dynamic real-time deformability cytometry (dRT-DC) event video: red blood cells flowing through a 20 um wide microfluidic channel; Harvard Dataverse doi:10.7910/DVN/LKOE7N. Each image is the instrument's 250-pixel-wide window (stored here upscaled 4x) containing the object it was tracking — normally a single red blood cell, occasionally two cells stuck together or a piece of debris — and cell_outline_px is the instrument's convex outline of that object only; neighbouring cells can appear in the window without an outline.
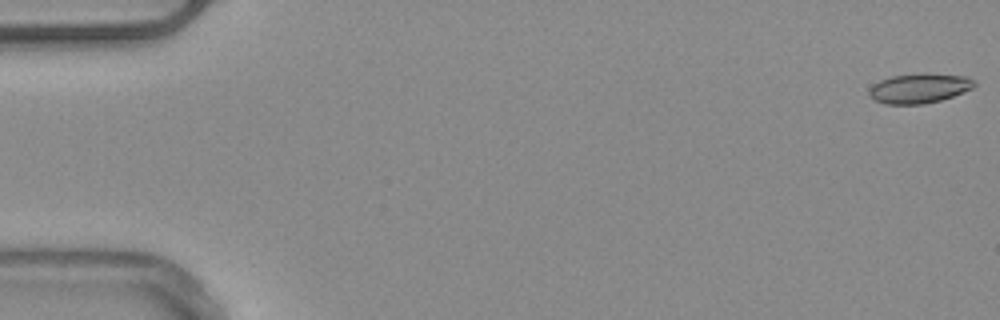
{"species": "common noctule bat (a hibernating species)", "species_latin": "Nyctalus noctula", "temperature_condition": "warm", "stored_images_in_passage": 53, "camera_frame_rate_fps": 3000, "um_per_image_px": 0.085, "animal": {"sex": "male", "body_mass_g": 20.4}, "frame": {"image": 1, "passage_image": 1, "time_ms": 0.0, "image_size_px": [1000, 320], "cell_outline_px": [[976, 84], [972, 88], [964, 92], [940, 100], [924, 104], [884, 104], [868, 96], [868, 88], [872, 84], [880, 80], [892, 76], [916, 72], [928, 72], [968, 76]], "centroid_in_image_um": [78.11, 7.48], "position_along_channel_um": 6.9, "area_um2": 18.67}}
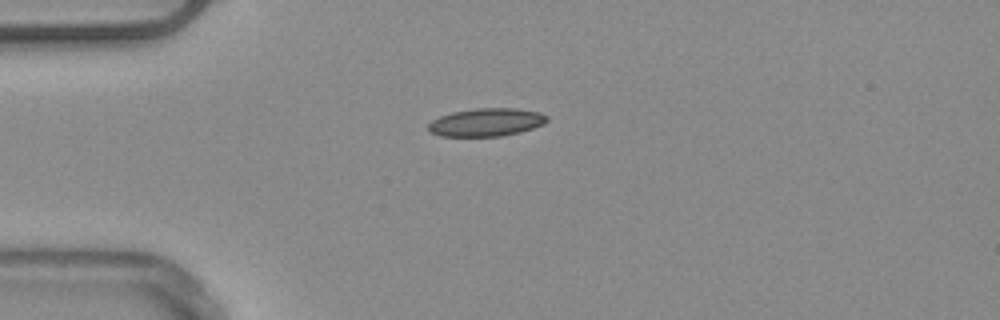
{"frame": {"image": 2, "passage_image": 14, "time_ms": 4.333, "image_size_px": [1000, 320], "cell_outline_px": [[548, 120], [544, 124], [520, 132], [500, 136], [440, 136], [432, 132], [428, 128], [428, 124], [432, 120], [440, 116], [452, 112], [476, 108], [516, 108], [540, 112], [548, 116]], "centroid_in_image_um": [41.36, 10.38], "position_along_channel_um": 43.6, "area_um2": 19.36}}
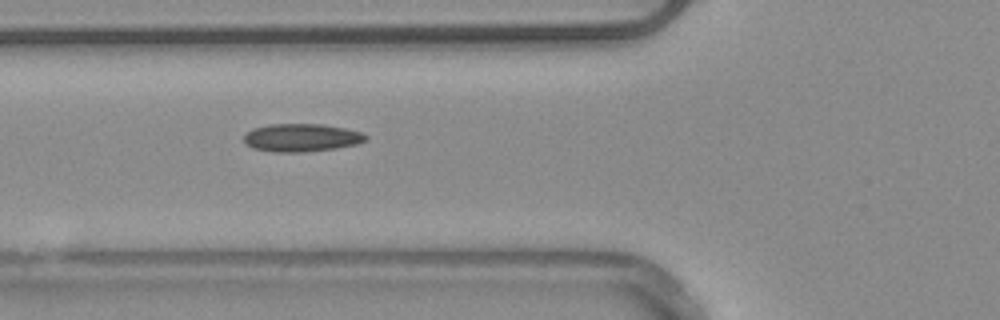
{"frame": {"image": 3, "passage_image": 20, "time_ms": 6.333, "image_size_px": [1000, 320], "cell_outline_px": [[368, 140], [356, 144], [336, 148], [304, 152], [276, 152], [252, 148], [244, 140], [244, 136], [252, 128], [272, 124], [324, 124], [364, 132], [368, 136]], "centroid_in_image_um": [25.67, 11.7], "position_along_channel_um": 100.1, "area_um2": 19.88}, "authors_computed_cell_mechanics": {"area_um2": 18.6694, "velocity_mm_per_s": 3.9242, "shape_relaxation_time_tau1_ms": null, "shape_relaxation_time_tau2_ms": 4.3388, "deformation_change_tau1": null, "deformation_change_tau2": 0.1237}}